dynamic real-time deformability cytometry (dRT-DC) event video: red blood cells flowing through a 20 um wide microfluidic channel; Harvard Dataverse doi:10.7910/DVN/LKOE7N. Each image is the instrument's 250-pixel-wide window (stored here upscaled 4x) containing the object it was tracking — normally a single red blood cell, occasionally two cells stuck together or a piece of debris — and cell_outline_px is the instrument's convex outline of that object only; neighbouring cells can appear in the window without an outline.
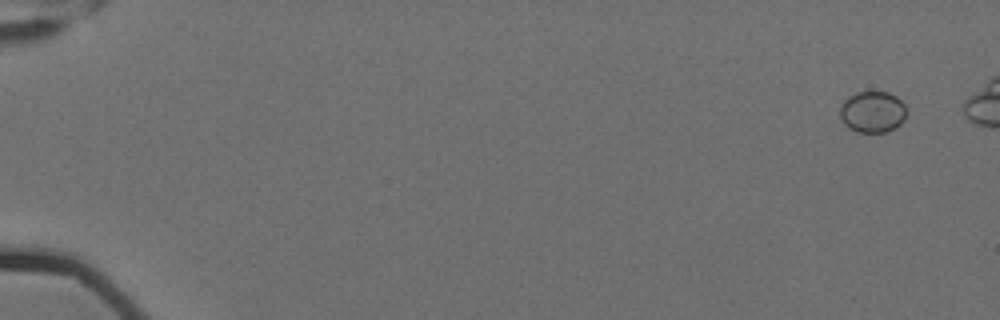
{"species": "Egyptian fruit bat (a non-hibernating species)", "species_latin": "Rousettus aegyptiacus", "temperature_condition": "cold", "stored_images_in_passage": 4, "camera_frame_rate_fps": 3000, "um_per_image_px": 0.085, "animal": {"sex": "female"}, "frame": {"image": 1, "passage_image": 1, "time_ms": 0.0, "image_size_px": [1000, 320], "cell_outline_px": [[904, 120], [896, 128], [888, 132], [856, 132], [848, 128], [844, 124], [840, 116], [840, 108], [844, 100], [848, 96], [856, 92], [888, 92], [896, 96], [904, 104]], "centroid_in_image_um": [74.14, 9.52], "position_along_channel_um": 10.9, "area_um2": 16.07}}